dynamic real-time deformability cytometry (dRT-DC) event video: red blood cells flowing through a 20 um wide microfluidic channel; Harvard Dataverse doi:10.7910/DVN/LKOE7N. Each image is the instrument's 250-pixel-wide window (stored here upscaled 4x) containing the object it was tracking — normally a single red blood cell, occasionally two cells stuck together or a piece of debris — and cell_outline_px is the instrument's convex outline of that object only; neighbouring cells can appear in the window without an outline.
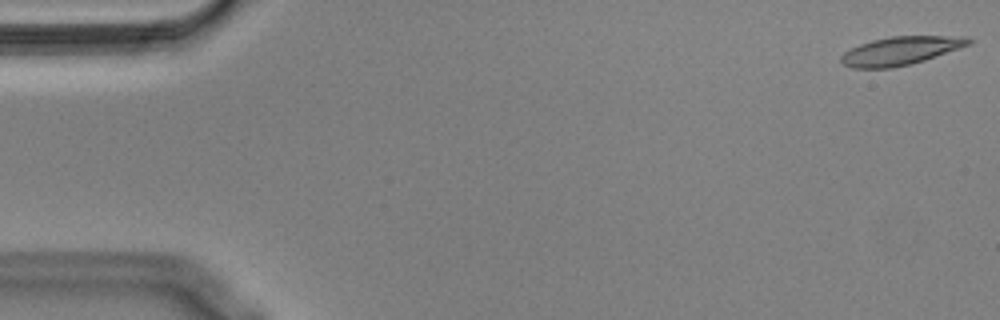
{"species": "Egyptian fruit bat (a non-hibernating species)", "species_latin": "Rousettus aegyptiacus", "temperature_condition": "cold", "stored_images_in_passage": 55, "camera_frame_rate_fps": 3000, "um_per_image_px": 0.085, "animal": {"sex": "male"}, "frame": {"image": 1, "passage_image": 1, "time_ms": 0.0, "image_size_px": [1000, 320], "cell_outline_px": [[972, 44], [912, 64], [892, 68], [852, 68], [844, 64], [840, 60], [840, 56], [844, 52], [860, 44], [872, 40], [892, 36], [968, 36], [972, 40]], "centroid_in_image_um": [76.57, 4.31], "position_along_channel_um": 8.4, "area_um2": 21.1}}
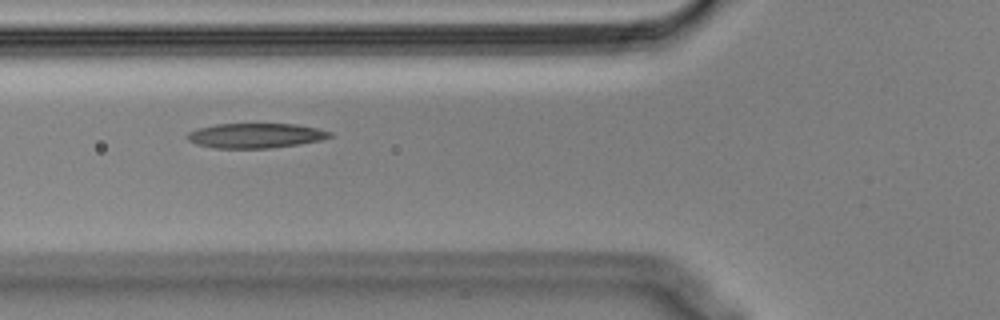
{"frame": {"image": 2, "passage_image": 20, "time_ms": 6.333, "image_size_px": [1000, 320], "cell_outline_px": [[332, 136], [324, 140], [300, 144], [268, 148], [216, 148], [196, 144], [188, 140], [184, 136], [188, 132], [196, 128], [216, 124], [296, 124], [316, 128], [332, 132]], "centroid_in_image_um": [21.71, 11.52], "position_along_channel_um": 104.1, "area_um2": 20.75}}
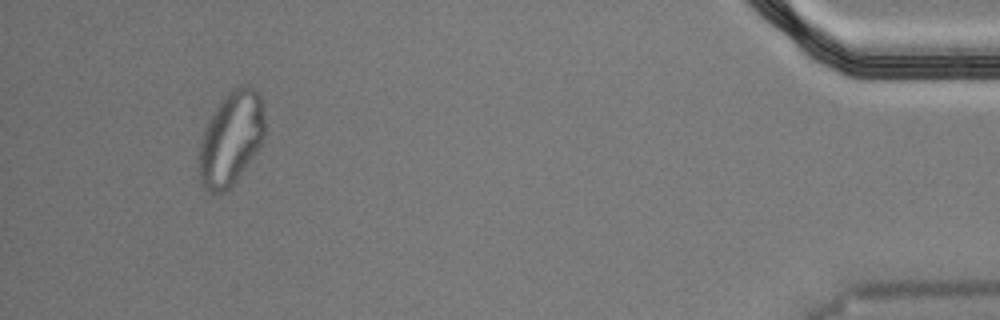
{"frame": {"image": 3, "passage_image": 52, "time_ms": 17.0, "image_size_px": [1000, 320], "cell_outline_px": [[264, 136], [256, 152], [248, 164], [228, 192], [212, 192], [204, 188], [200, 184], [200, 140], [208, 120], [224, 96], [228, 92], [240, 84], [248, 84], [256, 88], [260, 96], [264, 108]], "centroid_in_image_um": [19.65, 11.75], "position_along_channel_um": 415.5, "area_um2": 35.95}, "authors_computed_cell_mechanics": {"area_um2": 21.3282, "velocity_mm_per_s": 3.5677, "shape_relaxation_time_tau1_ms": null, "shape_relaxation_time_tau2_ms": 5.5138, "deformation_change_tau1": null, "deformation_change_tau2": 0.138}}